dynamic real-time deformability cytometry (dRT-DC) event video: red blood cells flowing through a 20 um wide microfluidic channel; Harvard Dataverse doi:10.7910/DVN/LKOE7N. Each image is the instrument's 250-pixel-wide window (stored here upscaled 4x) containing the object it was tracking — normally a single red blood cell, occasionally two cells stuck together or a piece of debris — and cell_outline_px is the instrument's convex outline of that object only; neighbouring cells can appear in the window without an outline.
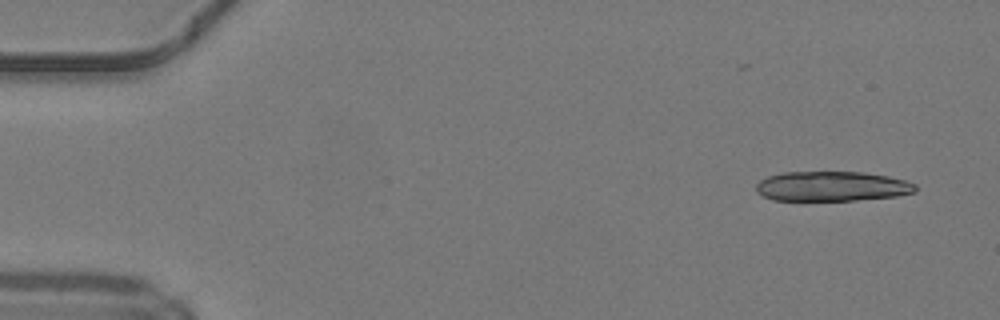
{"species": "common noctule bat (a hibernating species)", "species_latin": "Nyctalus noctula", "temperature_condition": "warm", "stored_images_in_passage": 47, "camera_frame_rate_fps": 3000, "um_per_image_px": 0.085, "animal": {"sex": "male", "body_mass_g": 19.2, "forearm_length_mm": 51.8}, "frame": {"image": 1, "passage_image": 1, "time_ms": 0.0, "image_size_px": [1000, 320], "cell_outline_px": [[916, 192], [896, 196], [856, 200], [772, 200], [756, 192], [756, 184], [760, 180], [768, 176], [784, 172], [864, 172], [888, 176], [904, 180], [916, 184]], "centroid_in_image_um": [70.71, 15.83], "position_along_channel_um": 14.3, "area_um2": 27.69}}
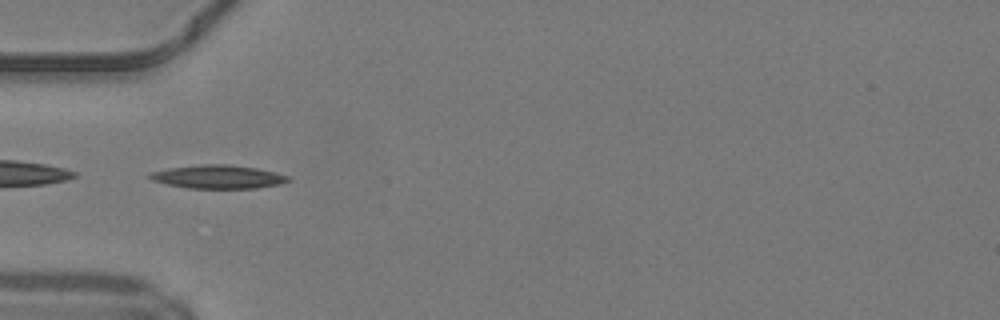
{"frame": {"image": 2, "passage_image": 14, "time_ms": 4.333, "image_size_px": [1000, 320], "cell_outline_px": [[292, 180], [280, 184], [256, 188], [188, 188], [168, 184], [152, 180], [148, 176], [152, 172], [168, 168], [200, 164], [228, 164], [256, 168], [276, 172], [288, 176]], "centroid_in_image_um": [18.57, 15.02], "position_along_channel_um": 66.4, "area_um2": 18.84}}
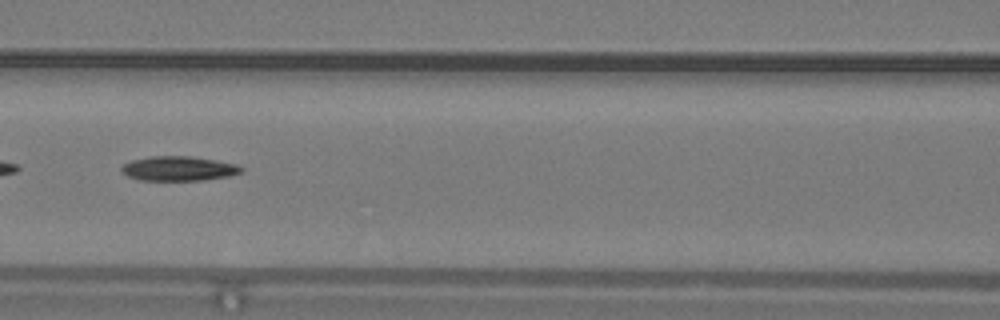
{"frame": {"image": 3, "passage_image": 20, "time_ms": 6.333, "image_size_px": [1000, 320], "cell_outline_px": [[244, 172], [228, 176], [204, 180], [140, 180], [128, 176], [120, 168], [124, 164], [132, 160], [152, 156], [192, 156], [216, 160], [236, 164], [244, 168]], "centroid_in_image_um": [15.23, 14.32], "position_along_channel_um": 151.4, "area_um2": 17.11}, "authors_computed_cell_mechanics": {"area_um2": 17.4556, "velocity_mm_per_s": 4.2422, "shape_relaxation_time_tau1_ms": 5.8351, "shape_relaxation_time_tau2_ms": null, "deformation_change_tau1": 0.2294, "deformation_change_tau2": null}}